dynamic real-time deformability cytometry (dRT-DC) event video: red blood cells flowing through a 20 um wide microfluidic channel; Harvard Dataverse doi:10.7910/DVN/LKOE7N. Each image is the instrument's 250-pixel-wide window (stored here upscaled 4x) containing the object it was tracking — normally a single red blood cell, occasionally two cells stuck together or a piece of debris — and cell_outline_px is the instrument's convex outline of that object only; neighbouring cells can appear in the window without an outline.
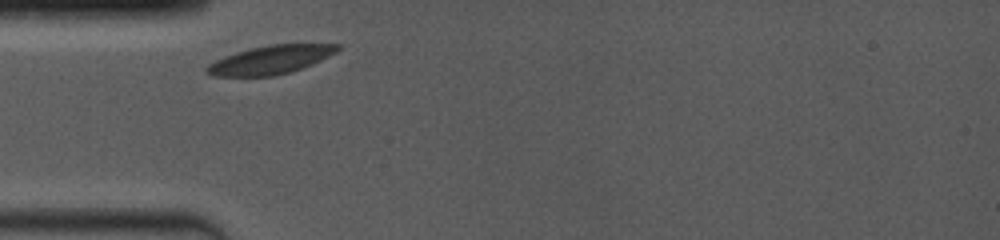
{"species": "common noctule bat (a hibernating species)", "species_latin": "Nyctalus noctula", "temperature_condition": "room temperature", "stored_images_in_passage": 28, "camera_frame_rate_fps": 4000, "um_per_image_px": 0.085, "animal": {"sex": "female", "body_mass_g": 19.0, "forearm_length_mm": 53.3}, "frame": {"image": 1, "passage_image": 1, "time_ms": 0.0, "image_size_px": [1000, 240], "cell_outline_px": [[340, 48], [336, 52], [312, 64], [288, 72], [272, 76], [212, 76], [204, 72], [204, 68], [208, 64], [216, 60], [236, 52], [248, 48], [268, 44], [340, 44]], "centroid_in_image_um": [22.94, 5.08], "position_along_channel_um": 62.1, "area_um2": 21.62}}
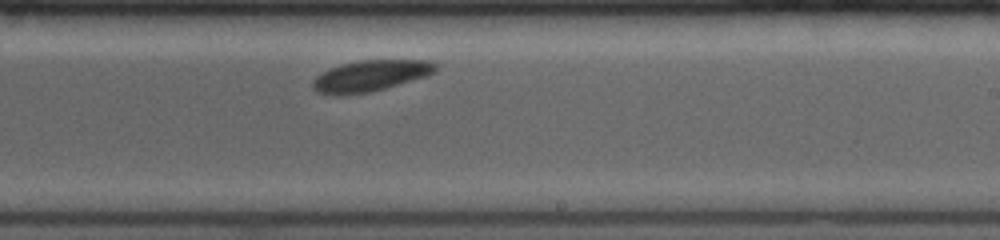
{"frame": {"image": 2, "passage_image": 16, "time_ms": 5.25, "image_size_px": [1000, 240], "cell_outline_px": [[440, 64], [436, 72], [428, 76], [372, 92], [340, 96], [316, 92], [312, 88], [312, 80], [316, 76], [328, 68], [340, 64], [360, 60], [428, 60]], "centroid_in_image_um": [31.5, 6.45], "position_along_channel_um": 257.5, "area_um2": 22.83}}
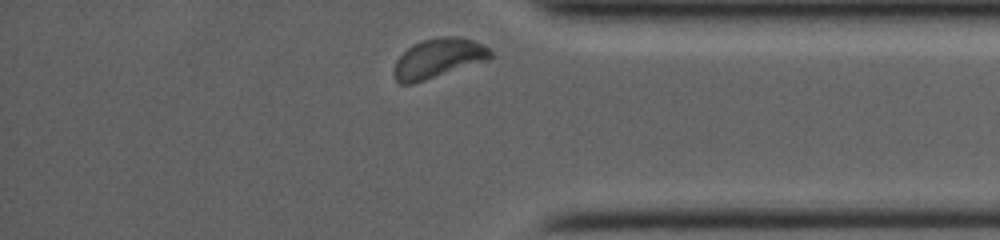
{"frame": {"image": 3, "passage_image": 28, "time_ms": 9.0, "image_size_px": [1000, 240], "cell_outline_px": [[492, 56], [488, 60], [412, 84], [400, 84], [396, 80], [392, 72], [392, 68], [396, 60], [412, 44], [424, 40], [444, 36], [456, 36], [472, 40], [488, 48], [492, 52]], "centroid_in_image_um": [37.21, 4.96], "position_along_channel_um": 398.0, "area_um2": 22.02}}